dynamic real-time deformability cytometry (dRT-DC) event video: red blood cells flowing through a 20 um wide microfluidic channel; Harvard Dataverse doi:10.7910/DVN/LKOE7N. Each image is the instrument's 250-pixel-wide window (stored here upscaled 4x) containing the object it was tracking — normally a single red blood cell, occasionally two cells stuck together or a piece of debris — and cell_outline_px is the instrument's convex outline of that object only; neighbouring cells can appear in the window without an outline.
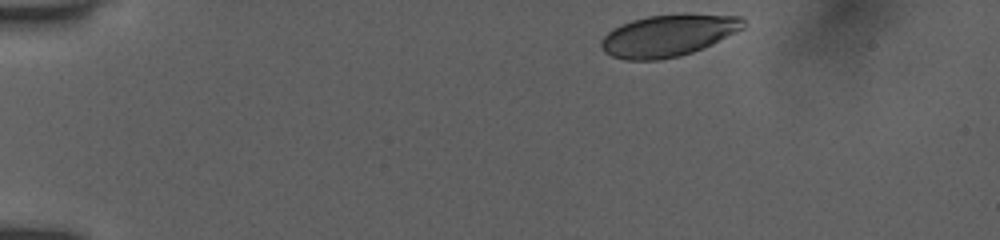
{"species": "human", "species_latin": "Homo sapiens", "temperature_condition": "room temperature", "stored_images_in_passage": 8, "camera_frame_rate_fps": 3000, "um_per_image_px": 0.085, "donor": {"sex": "female"}, "frame": {"image": 1, "passage_image": 1, "time_ms": 0.0, "image_size_px": [1000, 240], "cell_outline_px": [[744, 28], [712, 44], [692, 52], [680, 56], [656, 60], [624, 60], [612, 56], [604, 52], [600, 48], [600, 40], [608, 32], [620, 24], [632, 20], [648, 16], [684, 12], [744, 16]], "centroid_in_image_um": [56.81, 2.99], "position_along_channel_um": 28.2, "area_um2": 35.26}}
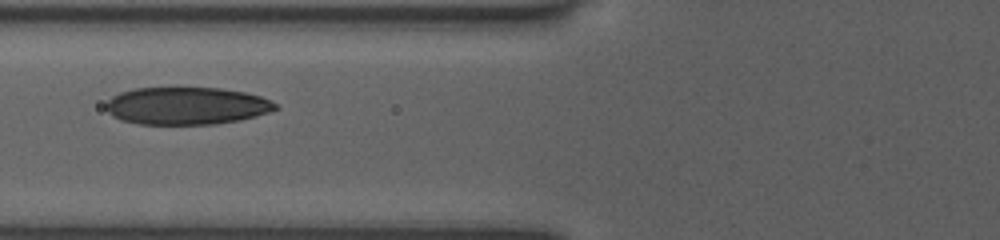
{"frame": {"image": 2, "passage_image": 7, "time_ms": 4.333, "image_size_px": [1000, 240], "cell_outline_px": [[280, 108], [268, 112], [240, 120], [212, 124], [140, 124], [120, 120], [112, 116], [108, 112], [104, 104], [112, 96], [120, 92], [136, 88], [176, 84], [220, 88], [244, 92], [260, 96], [276, 104]], "centroid_in_image_um": [15.79, 8.94], "position_along_channel_um": 110.0, "area_um2": 38.15}}